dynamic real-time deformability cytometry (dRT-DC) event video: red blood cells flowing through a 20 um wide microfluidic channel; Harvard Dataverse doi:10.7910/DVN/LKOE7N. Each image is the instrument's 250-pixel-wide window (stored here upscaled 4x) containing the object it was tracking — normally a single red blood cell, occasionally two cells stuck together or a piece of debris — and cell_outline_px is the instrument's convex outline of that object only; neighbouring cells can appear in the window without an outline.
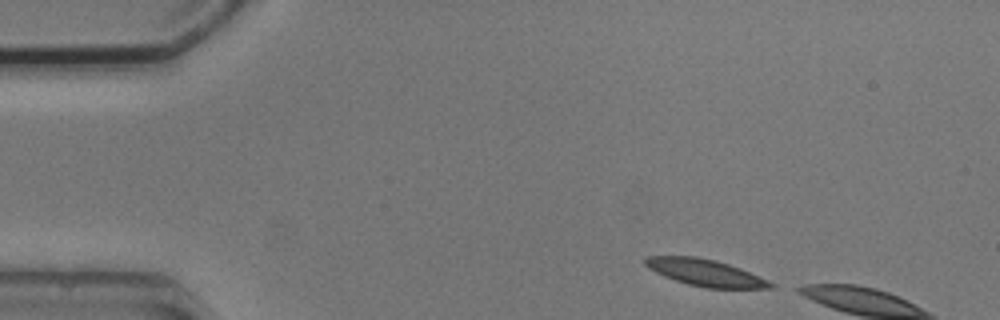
{"species": "common noctule bat (a hibernating species)", "species_latin": "Nyctalus noctula", "temperature_condition": "cold", "stored_images_in_passage": 2, "camera_frame_rate_fps": 3000, "um_per_image_px": 0.085, "animal": {"sex": "male", "body_mass_g": 20.5, "forearm_length_mm": 52.5}, "frame": {"image": 1, "passage_image": 1, "time_ms": 0.0, "image_size_px": [1000, 320], "cell_outline_px": [[776, 288], [704, 288], [688, 284], [664, 276], [648, 268], [644, 264], [644, 256], [696, 256], [716, 260], [740, 268], [768, 280], [776, 284]], "centroid_in_image_um": [59.95, 23.17], "position_along_channel_um": 25.0, "area_um2": 19.59}}